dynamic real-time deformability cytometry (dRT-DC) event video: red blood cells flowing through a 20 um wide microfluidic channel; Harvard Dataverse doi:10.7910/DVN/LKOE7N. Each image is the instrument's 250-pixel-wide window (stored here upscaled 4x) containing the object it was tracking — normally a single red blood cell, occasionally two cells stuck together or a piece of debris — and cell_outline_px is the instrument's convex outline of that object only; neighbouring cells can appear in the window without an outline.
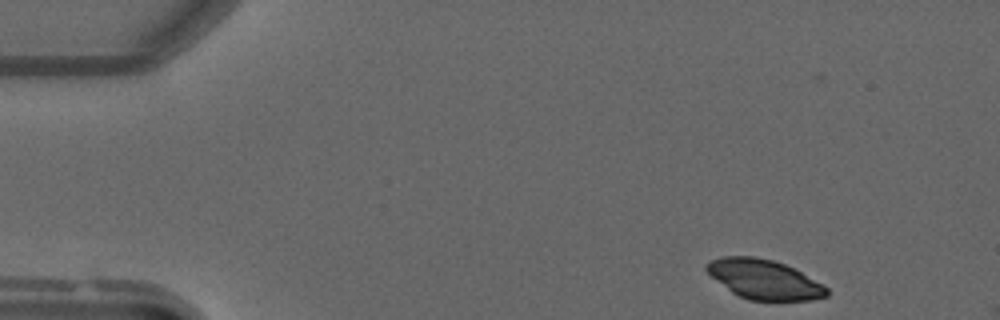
{"species": "common noctule bat (a hibernating species)", "species_latin": "Nyctalus noctula", "temperature_condition": "warm", "stored_images_in_passage": 5, "camera_frame_rate_fps": 3000, "um_per_image_px": 0.085, "animal": {"sex": "male", "forearm_length_mm": 52.5}, "frame": {"image": 1, "passage_image": 2, "time_ms": 0.333, "image_size_px": [1000, 320], "cell_outline_px": [[828, 296], [812, 300], [748, 300], [732, 292], [712, 276], [704, 268], [704, 264], [708, 260], [720, 256], [752, 256], [772, 260], [784, 264], [800, 272], [828, 288]], "centroid_in_image_um": [64.91, 23.73], "position_along_channel_um": 20.1, "area_um2": 27.4}}